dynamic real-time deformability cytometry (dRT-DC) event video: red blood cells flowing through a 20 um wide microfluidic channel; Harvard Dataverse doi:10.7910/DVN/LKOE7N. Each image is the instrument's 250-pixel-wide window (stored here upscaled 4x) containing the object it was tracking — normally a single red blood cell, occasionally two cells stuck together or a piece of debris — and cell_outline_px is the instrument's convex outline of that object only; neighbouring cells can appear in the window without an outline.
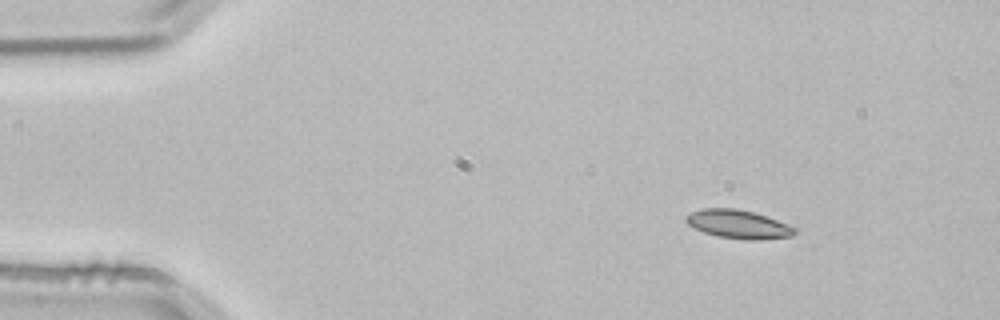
{"species": "common noctule bat (a hibernating species)", "species_latin": "Nyctalus noctula", "temperature_condition": "room temperature", "stored_images_in_passage": 2, "camera_frame_rate_fps": 3000, "um_per_image_px": 0.085, "animal": {"sex": "male", "body_mass_g": 21.5, "forearm_length_mm": 52.0}, "frame": {"image": 1, "passage_image": 1, "time_ms": 0.0, "image_size_px": [1000, 320], "cell_outline_px": [[796, 232], [792, 236], [760, 240], [744, 240], [716, 236], [704, 232], [688, 224], [684, 220], [684, 216], [700, 208], [736, 208], [752, 212], [776, 220], [796, 228]], "centroid_in_image_um": [62.72, 19.06], "position_along_channel_um": 22.3, "area_um2": 18.03}}
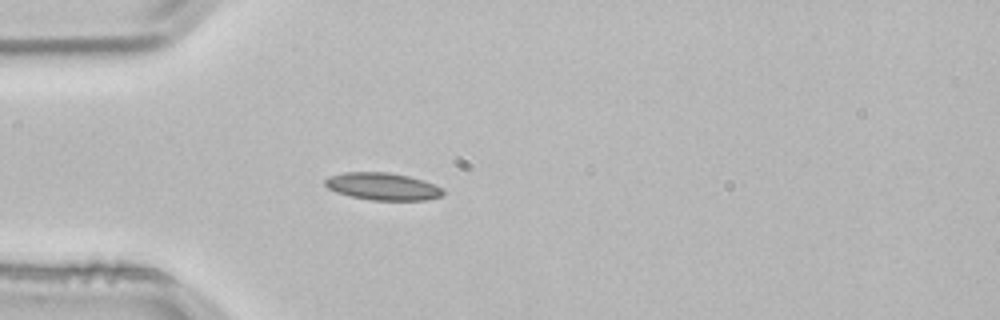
{"frame": {"image": 2, "passage_image": 2, "time_ms": 0.333, "image_size_px": [1000, 320], "cell_outline_px": [[444, 196], [424, 200], [372, 200], [352, 196], [336, 192], [328, 188], [324, 184], [324, 180], [328, 176], [344, 172], [388, 172], [408, 176], [424, 180], [444, 188]], "centroid_in_image_um": [32.55, 15.84], "position_along_channel_um": 52.5, "area_um2": 18.9}}